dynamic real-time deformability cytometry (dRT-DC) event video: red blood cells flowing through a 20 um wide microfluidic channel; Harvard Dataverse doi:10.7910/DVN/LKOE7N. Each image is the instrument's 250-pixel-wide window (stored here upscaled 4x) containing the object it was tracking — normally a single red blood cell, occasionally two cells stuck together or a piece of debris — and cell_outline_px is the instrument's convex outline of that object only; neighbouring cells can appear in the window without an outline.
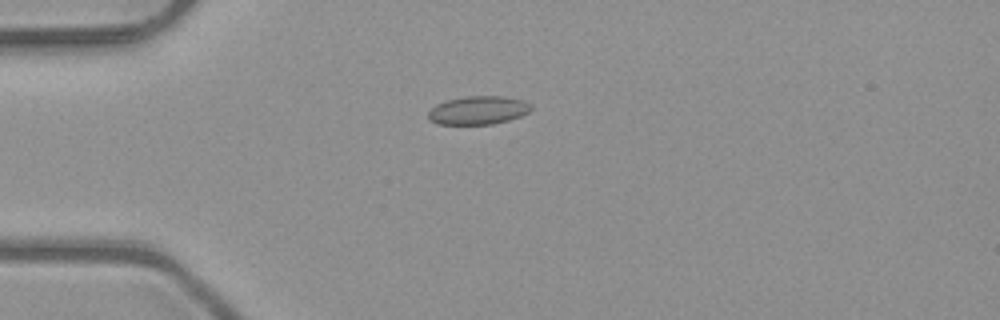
{"species": "common noctule bat (a hibernating species)", "species_latin": "Nyctalus noctula", "temperature_condition": "room temperature", "stored_images_in_passage": 4, "camera_frame_rate_fps": 3000, "um_per_image_px": 0.085, "animal": {"sex": "male", "body_mass_g": 23.1, "forearm_length_mm": 52.7}, "frame": {"image": 1, "passage_image": 4, "time_ms": 1.0, "image_size_px": [1000, 320], "cell_outline_px": [[532, 108], [528, 112], [520, 116], [508, 120], [492, 124], [436, 124], [428, 120], [428, 112], [436, 104], [448, 100], [468, 96], [504, 96], [524, 100], [532, 104]], "centroid_in_image_um": [40.65, 9.37], "position_along_channel_um": 44.3, "area_um2": 17.05}}